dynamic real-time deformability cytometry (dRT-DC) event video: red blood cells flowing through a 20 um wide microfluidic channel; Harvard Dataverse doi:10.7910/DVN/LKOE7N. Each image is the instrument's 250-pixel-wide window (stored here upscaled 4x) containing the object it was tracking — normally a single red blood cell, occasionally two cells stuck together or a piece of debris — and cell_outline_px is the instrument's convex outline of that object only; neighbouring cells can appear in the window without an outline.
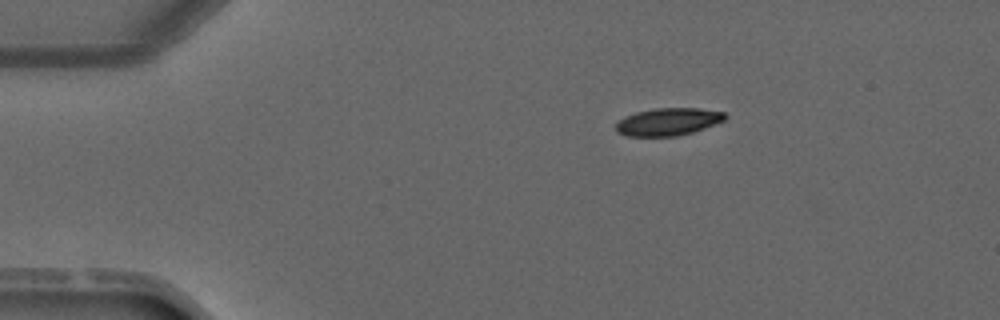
{"species": "common noctule bat (a hibernating species)", "species_latin": "Nyctalus noctula", "temperature_condition": "warm", "stored_images_in_passage": 3, "camera_frame_rate_fps": 3000, "um_per_image_px": 0.085, "animal": {"sex": "male", "forearm_length_mm": 52.5}, "frame": {"image": 1, "passage_image": 1, "time_ms": 0.0, "image_size_px": [1000, 320], "cell_outline_px": [[728, 116], [724, 120], [704, 128], [692, 132], [676, 136], [628, 136], [616, 132], [616, 124], [620, 120], [636, 112], [656, 108], [700, 108], [724, 112]], "centroid_in_image_um": [56.81, 10.34], "position_along_channel_um": 28.2, "area_um2": 17.34}}
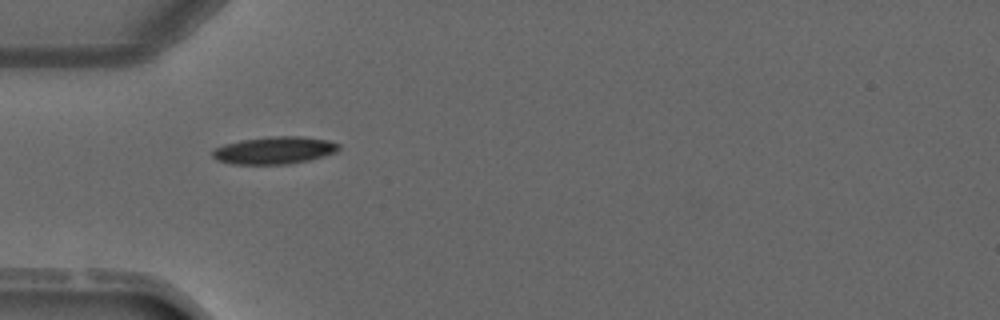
{"frame": {"image": 2, "passage_image": 2, "time_ms": 2.0, "image_size_px": [1000, 320], "cell_outline_px": [[340, 148], [336, 152], [324, 156], [308, 160], [288, 164], [232, 164], [216, 160], [212, 156], [212, 148], [224, 144], [240, 140], [276, 136], [300, 136], [328, 140], [340, 144]], "centroid_in_image_um": [23.3, 12.78], "position_along_channel_um": 61.7, "area_um2": 20.23}}
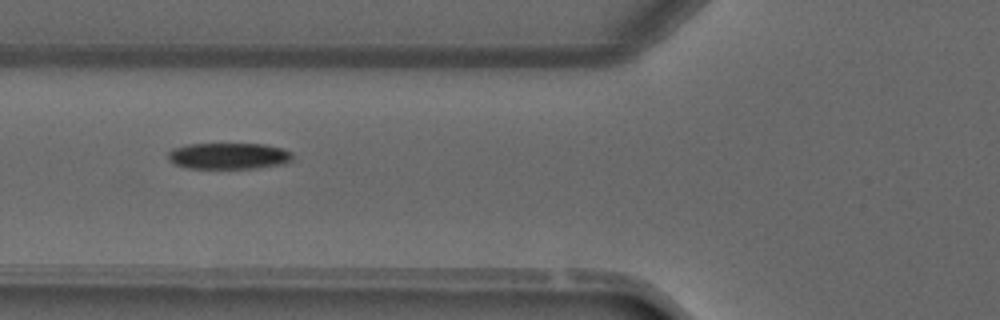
{"frame": {"image": 3, "passage_image": 3, "time_ms": 3.0, "image_size_px": [1000, 320], "cell_outline_px": [[292, 160], [284, 164], [256, 168], [188, 168], [176, 164], [168, 160], [168, 152], [172, 148], [188, 144], [264, 144], [284, 148], [292, 152]], "centroid_in_image_um": [19.46, 13.25], "position_along_channel_um": 106.3, "area_um2": 19.19}}